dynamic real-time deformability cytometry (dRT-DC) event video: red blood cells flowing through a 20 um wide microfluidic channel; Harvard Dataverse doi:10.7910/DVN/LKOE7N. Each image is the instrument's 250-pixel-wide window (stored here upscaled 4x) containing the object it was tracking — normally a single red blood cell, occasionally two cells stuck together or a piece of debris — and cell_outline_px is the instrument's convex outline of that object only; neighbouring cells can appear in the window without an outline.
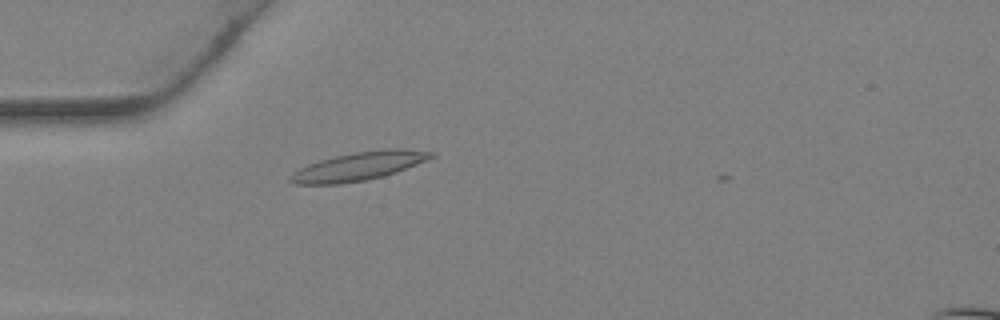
{"species": "Egyptian fruit bat (a non-hibernating species)", "species_latin": "Rousettus aegyptiacus", "temperature_condition": "warm", "stored_images_in_passage": 36, "camera_frame_rate_fps": 3000, "um_per_image_px": 0.085, "animal": {"sex": "female"}, "frame": {"image": 1, "passage_image": 12, "time_ms": 3.667, "image_size_px": [1000, 320], "cell_outline_px": [[436, 156], [428, 160], [396, 172], [384, 176], [364, 180], [336, 184], [296, 184], [288, 180], [288, 176], [292, 172], [308, 164], [320, 160], [336, 156], [356, 152], [384, 148], [404, 148], [436, 152]], "centroid_in_image_um": [30.54, 14.11], "position_along_channel_um": 54.5, "area_um2": 23.41}}
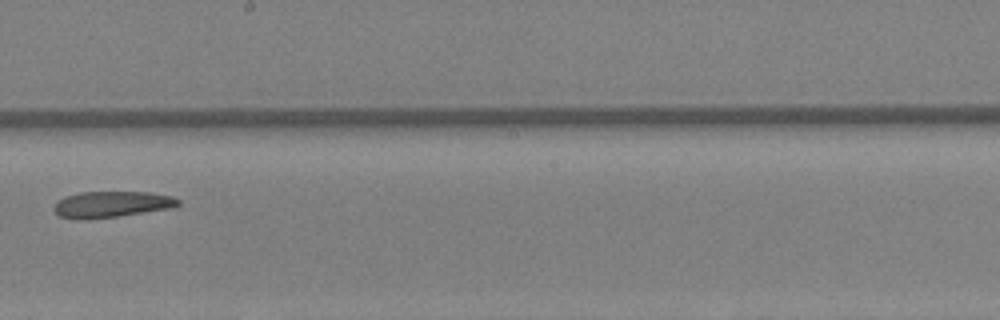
{"frame": {"image": 2, "passage_image": 23, "time_ms": 7.333, "image_size_px": [1000, 320], "cell_outline_px": [[180, 204], [172, 208], [116, 216], [84, 220], [76, 220], [60, 216], [52, 208], [56, 200], [80, 192], [148, 192], [172, 196], [180, 200]], "centroid_in_image_um": [9.46, 17.37], "position_along_channel_um": 238.7, "area_um2": 18.96}}
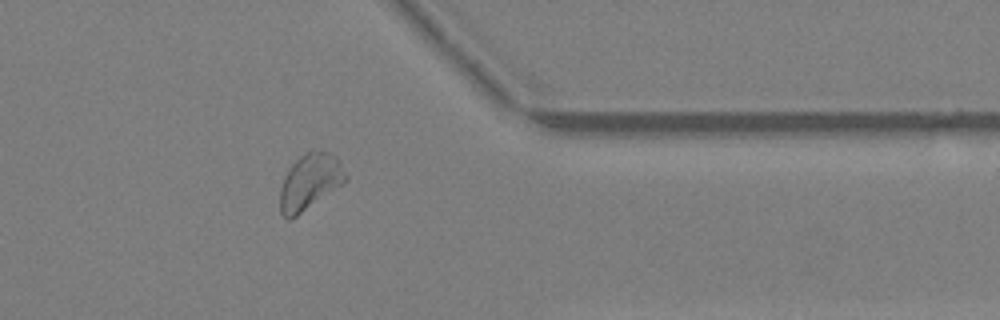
{"frame": {"image": 3, "passage_image": 32, "time_ms": 10.333, "image_size_px": [1000, 320], "cell_outline_px": [[348, 180], [296, 216], [288, 220], [280, 212], [280, 188], [284, 176], [288, 168], [300, 156], [308, 152], [320, 148], [336, 156], [348, 176]], "centroid_in_image_um": [26.34, 15.42], "position_along_channel_um": 385.1, "area_um2": 21.33}}